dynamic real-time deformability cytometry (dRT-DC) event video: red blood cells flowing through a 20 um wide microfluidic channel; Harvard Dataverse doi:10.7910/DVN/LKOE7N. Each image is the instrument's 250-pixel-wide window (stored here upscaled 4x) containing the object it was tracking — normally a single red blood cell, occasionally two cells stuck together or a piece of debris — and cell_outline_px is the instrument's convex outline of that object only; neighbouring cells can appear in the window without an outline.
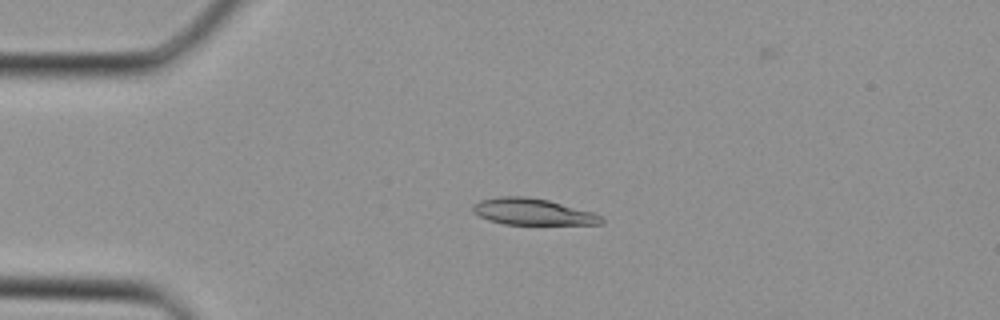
{"species": "Egyptian fruit bat (a non-hibernating species)", "species_latin": "Rousettus aegyptiacus", "temperature_condition": "cold", "stored_images_in_passage": 35, "camera_frame_rate_fps": 3000, "um_per_image_px": 0.085, "animal": {"sex": "female"}, "frame": {"image": 1, "passage_image": 8, "time_ms": 2.333, "image_size_px": [1000, 320], "cell_outline_px": [[604, 224], [504, 224], [488, 220], [472, 212], [472, 204], [480, 200], [500, 196], [524, 196], [548, 200], [592, 212], [600, 216], [604, 220]], "centroid_in_image_um": [45.23, 18.0], "position_along_channel_um": 39.8, "area_um2": 19.71}}
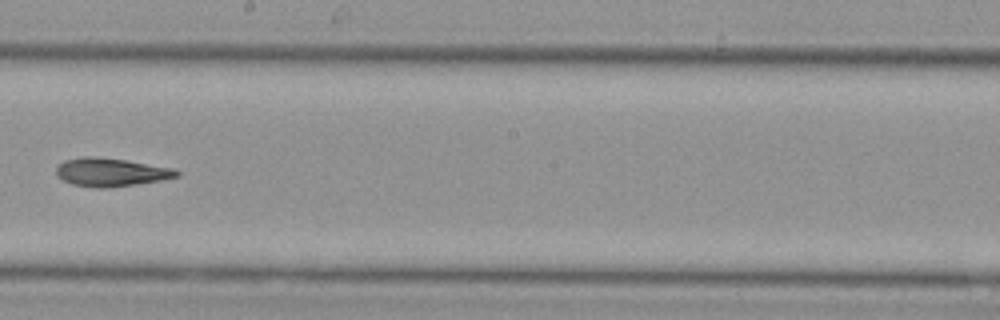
{"frame": {"image": 2, "passage_image": 20, "time_ms": 6.333, "image_size_px": [1000, 320], "cell_outline_px": [[180, 176], [160, 180], [136, 184], [104, 188], [96, 188], [72, 184], [56, 176], [56, 168], [64, 160], [84, 156], [96, 156], [124, 160], [172, 168], [180, 172]], "centroid_in_image_um": [9.4, 14.63], "position_along_channel_um": 238.8, "area_um2": 19.71}}
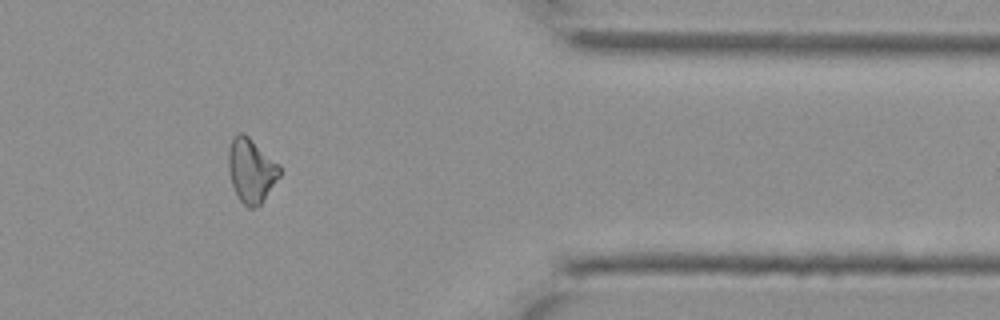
{"frame": {"image": 3, "passage_image": 29, "time_ms": 9.333, "image_size_px": [1000, 320], "cell_outline_px": [[280, 176], [260, 204], [256, 208], [248, 208], [240, 200], [232, 184], [228, 168], [228, 148], [236, 132], [240, 132], [248, 136], [280, 164]], "centroid_in_image_um": [21.35, 14.47], "position_along_channel_um": 390.0, "area_um2": 19.07}}